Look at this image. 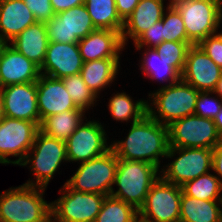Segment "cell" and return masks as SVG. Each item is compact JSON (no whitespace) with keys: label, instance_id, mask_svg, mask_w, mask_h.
I'll use <instances>...</instances> for the list:
<instances>
[{"label":"cell","instance_id":"cell-37","mask_svg":"<svg viewBox=\"0 0 222 222\" xmlns=\"http://www.w3.org/2000/svg\"><path fill=\"white\" fill-rule=\"evenodd\" d=\"M197 45L222 68V32L208 36Z\"/></svg>","mask_w":222,"mask_h":222},{"label":"cell","instance_id":"cell-30","mask_svg":"<svg viewBox=\"0 0 222 222\" xmlns=\"http://www.w3.org/2000/svg\"><path fill=\"white\" fill-rule=\"evenodd\" d=\"M182 192L200 200H222V183L215 175L206 173L181 186Z\"/></svg>","mask_w":222,"mask_h":222},{"label":"cell","instance_id":"cell-39","mask_svg":"<svg viewBox=\"0 0 222 222\" xmlns=\"http://www.w3.org/2000/svg\"><path fill=\"white\" fill-rule=\"evenodd\" d=\"M140 0H115L116 10L124 21L135 9Z\"/></svg>","mask_w":222,"mask_h":222},{"label":"cell","instance_id":"cell-6","mask_svg":"<svg viewBox=\"0 0 222 222\" xmlns=\"http://www.w3.org/2000/svg\"><path fill=\"white\" fill-rule=\"evenodd\" d=\"M118 158L110 148L104 154L82 162L66 181L73 190L109 196L113 189Z\"/></svg>","mask_w":222,"mask_h":222},{"label":"cell","instance_id":"cell-26","mask_svg":"<svg viewBox=\"0 0 222 222\" xmlns=\"http://www.w3.org/2000/svg\"><path fill=\"white\" fill-rule=\"evenodd\" d=\"M84 115L85 111L79 108L46 117L41 121L39 131L49 137L65 142L81 122L86 119Z\"/></svg>","mask_w":222,"mask_h":222},{"label":"cell","instance_id":"cell-29","mask_svg":"<svg viewBox=\"0 0 222 222\" xmlns=\"http://www.w3.org/2000/svg\"><path fill=\"white\" fill-rule=\"evenodd\" d=\"M148 100L133 101L132 97L125 92L114 93L109 99L108 109L111 116L116 121H130L132 123L140 121L147 114Z\"/></svg>","mask_w":222,"mask_h":222},{"label":"cell","instance_id":"cell-33","mask_svg":"<svg viewBox=\"0 0 222 222\" xmlns=\"http://www.w3.org/2000/svg\"><path fill=\"white\" fill-rule=\"evenodd\" d=\"M161 21L163 41L191 42L187 38L182 16L175 6L167 5Z\"/></svg>","mask_w":222,"mask_h":222},{"label":"cell","instance_id":"cell-16","mask_svg":"<svg viewBox=\"0 0 222 222\" xmlns=\"http://www.w3.org/2000/svg\"><path fill=\"white\" fill-rule=\"evenodd\" d=\"M1 92L5 117L36 122L40 125L37 81L4 86L1 88Z\"/></svg>","mask_w":222,"mask_h":222},{"label":"cell","instance_id":"cell-43","mask_svg":"<svg viewBox=\"0 0 222 222\" xmlns=\"http://www.w3.org/2000/svg\"><path fill=\"white\" fill-rule=\"evenodd\" d=\"M214 94H217L222 99V75H221V78L219 79L217 86L214 90Z\"/></svg>","mask_w":222,"mask_h":222},{"label":"cell","instance_id":"cell-10","mask_svg":"<svg viewBox=\"0 0 222 222\" xmlns=\"http://www.w3.org/2000/svg\"><path fill=\"white\" fill-rule=\"evenodd\" d=\"M182 189L163 180L160 176L152 184L139 209V220L143 222H179Z\"/></svg>","mask_w":222,"mask_h":222},{"label":"cell","instance_id":"cell-11","mask_svg":"<svg viewBox=\"0 0 222 222\" xmlns=\"http://www.w3.org/2000/svg\"><path fill=\"white\" fill-rule=\"evenodd\" d=\"M169 147L213 149L221 140L212 119L189 115L168 126Z\"/></svg>","mask_w":222,"mask_h":222},{"label":"cell","instance_id":"cell-31","mask_svg":"<svg viewBox=\"0 0 222 222\" xmlns=\"http://www.w3.org/2000/svg\"><path fill=\"white\" fill-rule=\"evenodd\" d=\"M139 211L124 201L106 196L95 222H137Z\"/></svg>","mask_w":222,"mask_h":222},{"label":"cell","instance_id":"cell-3","mask_svg":"<svg viewBox=\"0 0 222 222\" xmlns=\"http://www.w3.org/2000/svg\"><path fill=\"white\" fill-rule=\"evenodd\" d=\"M198 95V90L180 79L149 93V99L152 98L149 101L152 102H147V114L162 125L169 126L178 119L194 114Z\"/></svg>","mask_w":222,"mask_h":222},{"label":"cell","instance_id":"cell-2","mask_svg":"<svg viewBox=\"0 0 222 222\" xmlns=\"http://www.w3.org/2000/svg\"><path fill=\"white\" fill-rule=\"evenodd\" d=\"M43 187L20 185L0 194L1 222H52L51 202Z\"/></svg>","mask_w":222,"mask_h":222},{"label":"cell","instance_id":"cell-40","mask_svg":"<svg viewBox=\"0 0 222 222\" xmlns=\"http://www.w3.org/2000/svg\"><path fill=\"white\" fill-rule=\"evenodd\" d=\"M213 163L212 170L222 183V140L212 149Z\"/></svg>","mask_w":222,"mask_h":222},{"label":"cell","instance_id":"cell-32","mask_svg":"<svg viewBox=\"0 0 222 222\" xmlns=\"http://www.w3.org/2000/svg\"><path fill=\"white\" fill-rule=\"evenodd\" d=\"M61 80L75 105L85 112L99 101L95 93L84 83L80 74L65 76Z\"/></svg>","mask_w":222,"mask_h":222},{"label":"cell","instance_id":"cell-34","mask_svg":"<svg viewBox=\"0 0 222 222\" xmlns=\"http://www.w3.org/2000/svg\"><path fill=\"white\" fill-rule=\"evenodd\" d=\"M194 45L192 42L163 41L155 47L158 54L171 62V66L181 75L189 48Z\"/></svg>","mask_w":222,"mask_h":222},{"label":"cell","instance_id":"cell-41","mask_svg":"<svg viewBox=\"0 0 222 222\" xmlns=\"http://www.w3.org/2000/svg\"><path fill=\"white\" fill-rule=\"evenodd\" d=\"M55 14L68 10L78 5H83L85 0H50Z\"/></svg>","mask_w":222,"mask_h":222},{"label":"cell","instance_id":"cell-35","mask_svg":"<svg viewBox=\"0 0 222 222\" xmlns=\"http://www.w3.org/2000/svg\"><path fill=\"white\" fill-rule=\"evenodd\" d=\"M214 91H199V95L196 100V107L194 114L202 118L212 119L219 113L222 107V99L214 95ZM219 97V98H218Z\"/></svg>","mask_w":222,"mask_h":222},{"label":"cell","instance_id":"cell-24","mask_svg":"<svg viewBox=\"0 0 222 222\" xmlns=\"http://www.w3.org/2000/svg\"><path fill=\"white\" fill-rule=\"evenodd\" d=\"M120 58H103L89 62H83L80 75L84 83L98 97L101 89L106 88L116 79L120 67Z\"/></svg>","mask_w":222,"mask_h":222},{"label":"cell","instance_id":"cell-14","mask_svg":"<svg viewBox=\"0 0 222 222\" xmlns=\"http://www.w3.org/2000/svg\"><path fill=\"white\" fill-rule=\"evenodd\" d=\"M45 26L49 42L55 43H78L97 30L84 4L57 13Z\"/></svg>","mask_w":222,"mask_h":222},{"label":"cell","instance_id":"cell-7","mask_svg":"<svg viewBox=\"0 0 222 222\" xmlns=\"http://www.w3.org/2000/svg\"><path fill=\"white\" fill-rule=\"evenodd\" d=\"M175 7L182 16L187 38L194 45L218 32L222 0H182Z\"/></svg>","mask_w":222,"mask_h":222},{"label":"cell","instance_id":"cell-5","mask_svg":"<svg viewBox=\"0 0 222 222\" xmlns=\"http://www.w3.org/2000/svg\"><path fill=\"white\" fill-rule=\"evenodd\" d=\"M68 162L66 143L43 134L36 133L34 143L19 166L31 164L30 169L36 179L28 180L26 185L46 188L53 179L62 162Z\"/></svg>","mask_w":222,"mask_h":222},{"label":"cell","instance_id":"cell-9","mask_svg":"<svg viewBox=\"0 0 222 222\" xmlns=\"http://www.w3.org/2000/svg\"><path fill=\"white\" fill-rule=\"evenodd\" d=\"M59 192L62 195L51 202L52 222H95L106 197L75 191L66 183Z\"/></svg>","mask_w":222,"mask_h":222},{"label":"cell","instance_id":"cell-21","mask_svg":"<svg viewBox=\"0 0 222 222\" xmlns=\"http://www.w3.org/2000/svg\"><path fill=\"white\" fill-rule=\"evenodd\" d=\"M165 7L163 0H140L134 11L124 20L121 32L124 47L129 38L134 42L149 27L162 20Z\"/></svg>","mask_w":222,"mask_h":222},{"label":"cell","instance_id":"cell-13","mask_svg":"<svg viewBox=\"0 0 222 222\" xmlns=\"http://www.w3.org/2000/svg\"><path fill=\"white\" fill-rule=\"evenodd\" d=\"M107 133L99 121L81 122L65 141L68 162H86L107 152Z\"/></svg>","mask_w":222,"mask_h":222},{"label":"cell","instance_id":"cell-44","mask_svg":"<svg viewBox=\"0 0 222 222\" xmlns=\"http://www.w3.org/2000/svg\"><path fill=\"white\" fill-rule=\"evenodd\" d=\"M4 117L3 94L0 88V120Z\"/></svg>","mask_w":222,"mask_h":222},{"label":"cell","instance_id":"cell-15","mask_svg":"<svg viewBox=\"0 0 222 222\" xmlns=\"http://www.w3.org/2000/svg\"><path fill=\"white\" fill-rule=\"evenodd\" d=\"M222 75L219 67L198 45L187 53L181 79L198 91H214Z\"/></svg>","mask_w":222,"mask_h":222},{"label":"cell","instance_id":"cell-22","mask_svg":"<svg viewBox=\"0 0 222 222\" xmlns=\"http://www.w3.org/2000/svg\"><path fill=\"white\" fill-rule=\"evenodd\" d=\"M37 21L23 0L0 3V43H8Z\"/></svg>","mask_w":222,"mask_h":222},{"label":"cell","instance_id":"cell-25","mask_svg":"<svg viewBox=\"0 0 222 222\" xmlns=\"http://www.w3.org/2000/svg\"><path fill=\"white\" fill-rule=\"evenodd\" d=\"M222 200H200L182 192L179 222H218Z\"/></svg>","mask_w":222,"mask_h":222},{"label":"cell","instance_id":"cell-12","mask_svg":"<svg viewBox=\"0 0 222 222\" xmlns=\"http://www.w3.org/2000/svg\"><path fill=\"white\" fill-rule=\"evenodd\" d=\"M36 122L3 117L0 120V164L20 165L34 143ZM8 156L18 157L11 160Z\"/></svg>","mask_w":222,"mask_h":222},{"label":"cell","instance_id":"cell-23","mask_svg":"<svg viewBox=\"0 0 222 222\" xmlns=\"http://www.w3.org/2000/svg\"><path fill=\"white\" fill-rule=\"evenodd\" d=\"M9 44L39 67L42 66L49 44L44 22L25 28Z\"/></svg>","mask_w":222,"mask_h":222},{"label":"cell","instance_id":"cell-36","mask_svg":"<svg viewBox=\"0 0 222 222\" xmlns=\"http://www.w3.org/2000/svg\"><path fill=\"white\" fill-rule=\"evenodd\" d=\"M163 22L160 20L149 27L143 34H141L133 43L137 50L146 48H155L163 42L162 32Z\"/></svg>","mask_w":222,"mask_h":222},{"label":"cell","instance_id":"cell-42","mask_svg":"<svg viewBox=\"0 0 222 222\" xmlns=\"http://www.w3.org/2000/svg\"><path fill=\"white\" fill-rule=\"evenodd\" d=\"M213 121L216 125L217 132L222 137V107L219 113L213 118Z\"/></svg>","mask_w":222,"mask_h":222},{"label":"cell","instance_id":"cell-20","mask_svg":"<svg viewBox=\"0 0 222 222\" xmlns=\"http://www.w3.org/2000/svg\"><path fill=\"white\" fill-rule=\"evenodd\" d=\"M78 48L83 62L120 58V51L125 50L120 32L100 29L79 40Z\"/></svg>","mask_w":222,"mask_h":222},{"label":"cell","instance_id":"cell-38","mask_svg":"<svg viewBox=\"0 0 222 222\" xmlns=\"http://www.w3.org/2000/svg\"><path fill=\"white\" fill-rule=\"evenodd\" d=\"M30 11L33 13L37 22H48L56 14L50 0H23Z\"/></svg>","mask_w":222,"mask_h":222},{"label":"cell","instance_id":"cell-8","mask_svg":"<svg viewBox=\"0 0 222 222\" xmlns=\"http://www.w3.org/2000/svg\"><path fill=\"white\" fill-rule=\"evenodd\" d=\"M173 157H176L175 160L160 171V177L179 187L212 170V149L169 147L165 158Z\"/></svg>","mask_w":222,"mask_h":222},{"label":"cell","instance_id":"cell-1","mask_svg":"<svg viewBox=\"0 0 222 222\" xmlns=\"http://www.w3.org/2000/svg\"><path fill=\"white\" fill-rule=\"evenodd\" d=\"M131 124L125 140L111 142L112 151L118 159L148 162L159 169L169 149L168 126L148 114Z\"/></svg>","mask_w":222,"mask_h":222},{"label":"cell","instance_id":"cell-46","mask_svg":"<svg viewBox=\"0 0 222 222\" xmlns=\"http://www.w3.org/2000/svg\"><path fill=\"white\" fill-rule=\"evenodd\" d=\"M218 222H222V215L219 217Z\"/></svg>","mask_w":222,"mask_h":222},{"label":"cell","instance_id":"cell-18","mask_svg":"<svg viewBox=\"0 0 222 222\" xmlns=\"http://www.w3.org/2000/svg\"><path fill=\"white\" fill-rule=\"evenodd\" d=\"M82 66L83 60L78 43L49 42L40 72L43 75L61 79L80 74Z\"/></svg>","mask_w":222,"mask_h":222},{"label":"cell","instance_id":"cell-4","mask_svg":"<svg viewBox=\"0 0 222 222\" xmlns=\"http://www.w3.org/2000/svg\"><path fill=\"white\" fill-rule=\"evenodd\" d=\"M160 170L148 162L118 159L114 188L110 195L135 207L144 205L152 184L159 178Z\"/></svg>","mask_w":222,"mask_h":222},{"label":"cell","instance_id":"cell-28","mask_svg":"<svg viewBox=\"0 0 222 222\" xmlns=\"http://www.w3.org/2000/svg\"><path fill=\"white\" fill-rule=\"evenodd\" d=\"M84 5L96 29L122 32L124 21L117 13L115 0H85Z\"/></svg>","mask_w":222,"mask_h":222},{"label":"cell","instance_id":"cell-19","mask_svg":"<svg viewBox=\"0 0 222 222\" xmlns=\"http://www.w3.org/2000/svg\"><path fill=\"white\" fill-rule=\"evenodd\" d=\"M37 103L41 121L64 111L79 109L61 79L41 74L37 80Z\"/></svg>","mask_w":222,"mask_h":222},{"label":"cell","instance_id":"cell-27","mask_svg":"<svg viewBox=\"0 0 222 222\" xmlns=\"http://www.w3.org/2000/svg\"><path fill=\"white\" fill-rule=\"evenodd\" d=\"M140 70L145 73L150 80L167 82L160 88L174 84L181 79V75L171 66V62L164 58V55L158 54L155 48H147L142 54Z\"/></svg>","mask_w":222,"mask_h":222},{"label":"cell","instance_id":"cell-17","mask_svg":"<svg viewBox=\"0 0 222 222\" xmlns=\"http://www.w3.org/2000/svg\"><path fill=\"white\" fill-rule=\"evenodd\" d=\"M41 75L40 67L8 43H0L1 88L11 84L36 82Z\"/></svg>","mask_w":222,"mask_h":222},{"label":"cell","instance_id":"cell-45","mask_svg":"<svg viewBox=\"0 0 222 222\" xmlns=\"http://www.w3.org/2000/svg\"><path fill=\"white\" fill-rule=\"evenodd\" d=\"M164 1V0H163ZM182 0H169L168 6H175L177 3L181 2Z\"/></svg>","mask_w":222,"mask_h":222}]
</instances>
